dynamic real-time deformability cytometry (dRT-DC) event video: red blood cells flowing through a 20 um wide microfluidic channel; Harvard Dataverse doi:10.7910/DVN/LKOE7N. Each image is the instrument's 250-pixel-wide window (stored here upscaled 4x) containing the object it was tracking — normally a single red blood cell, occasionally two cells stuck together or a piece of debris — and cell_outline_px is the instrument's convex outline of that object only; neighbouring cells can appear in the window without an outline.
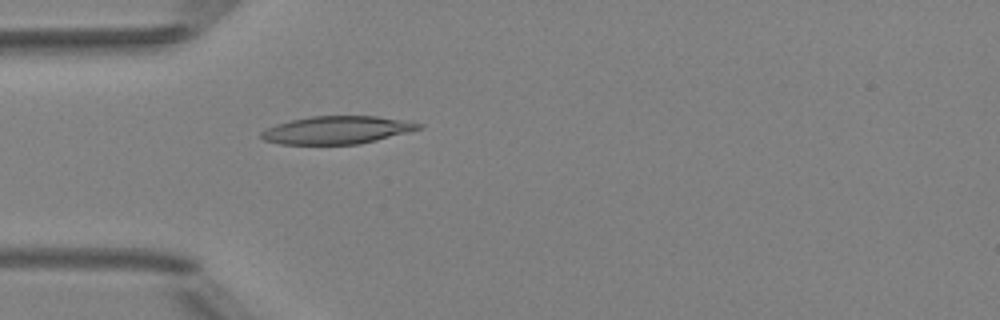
{"species": "Egyptian fruit bat (a non-hibernating species)", "species_latin": "Rousettus aegyptiacus", "temperature_condition": "room temperature", "stored_images_in_passage": 4, "camera_frame_rate_fps": 3000, "um_per_image_px": 0.085, "animal": {"sex": "female"}, "frame": {"image": 1, "passage_image": 4, "time_ms": 4.333, "image_size_px": [1000, 320], "cell_outline_px": [[424, 128], [360, 144], [280, 144], [264, 140], [260, 136], [260, 132], [264, 128], [276, 124], [292, 120], [312, 116], [376, 116], [424, 124]], "centroid_in_image_um": [28.61, 11.05], "position_along_channel_um": 56.4, "area_um2": 25.43}}